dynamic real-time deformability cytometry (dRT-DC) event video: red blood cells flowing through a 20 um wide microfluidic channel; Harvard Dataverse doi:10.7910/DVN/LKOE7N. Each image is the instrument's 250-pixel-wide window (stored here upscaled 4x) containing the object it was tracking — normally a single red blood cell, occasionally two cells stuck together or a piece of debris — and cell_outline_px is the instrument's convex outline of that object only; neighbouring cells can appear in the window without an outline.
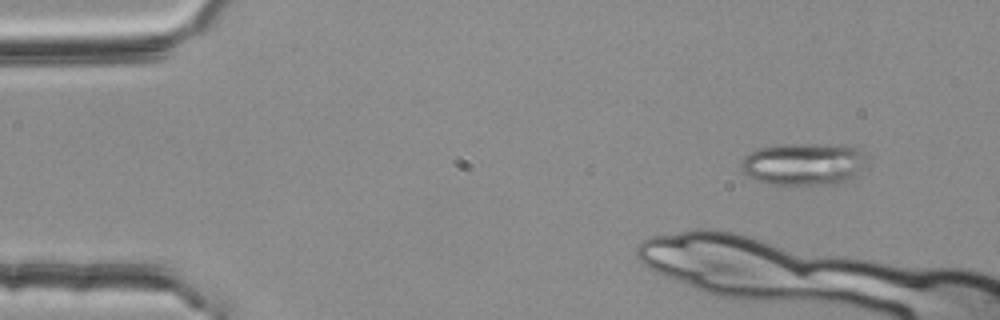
{"species": "common noctule bat (a hibernating species)", "species_latin": "Nyctalus noctula", "temperature_condition": "room temperature", "stored_images_in_passage": 17, "camera_frame_rate_fps": 3000, "um_per_image_px": 0.085, "animal": {"sex": "female", "body_mass_g": 25.1}, "frame": {"image": 1, "passage_image": 6, "time_ms": 1.667, "image_size_px": [1000, 320], "cell_outline_px": [[868, 168], [836, 184], [768, 184], [752, 180], [740, 168], [740, 160], [748, 152], [760, 148], [784, 144], [844, 144], [860, 148], [864, 152]], "centroid_in_image_um": [68.32, 13.92], "position_along_channel_um": 16.7, "area_um2": 31.62}}